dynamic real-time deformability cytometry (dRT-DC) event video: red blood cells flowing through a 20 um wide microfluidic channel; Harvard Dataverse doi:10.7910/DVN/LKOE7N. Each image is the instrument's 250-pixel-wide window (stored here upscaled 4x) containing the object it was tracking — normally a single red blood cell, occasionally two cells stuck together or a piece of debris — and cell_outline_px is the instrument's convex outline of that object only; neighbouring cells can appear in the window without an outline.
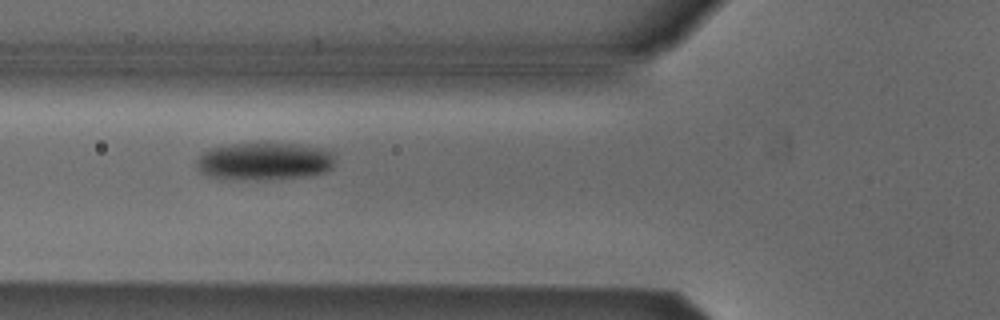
{"species": "Egyptian fruit bat (a non-hibernating species)", "species_latin": "Rousettus aegyptiacus", "temperature_condition": "cold", "stored_images_in_passage": 4, "camera_frame_rate_fps": 3000, "um_per_image_px": 0.085, "animal": {"sex": "male"}, "frame": {"image": 1, "passage_image": 2, "time_ms": 0.333, "image_size_px": [1000, 320], "cell_outline_px": [[332, 168], [324, 172], [304, 176], [236, 180], [208, 176], [200, 172], [196, 164], [196, 160], [204, 152], [212, 148], [228, 144], [300, 144], [324, 148], [332, 152]], "centroid_in_image_um": [22.44, 13.7], "position_along_channel_um": 103.4, "area_um2": 29.88}}
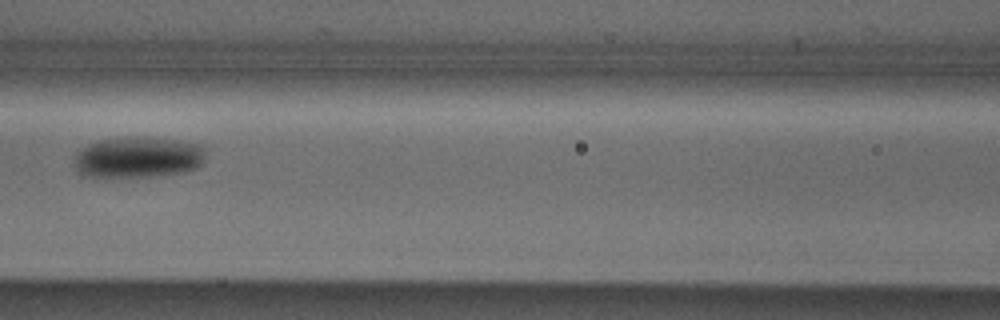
{"frame": {"image": 2, "passage_image": 3, "time_ms": 0.667, "image_size_px": [1000, 320], "cell_outline_px": [[204, 160], [196, 168], [184, 172], [152, 176], [88, 176], [80, 172], [76, 168], [76, 152], [80, 148], [88, 144], [100, 140], [116, 136], [148, 136], [180, 140], [204, 144]], "centroid_in_image_um": [11.78, 13.32], "position_along_channel_um": 154.8, "area_um2": 31.79}}
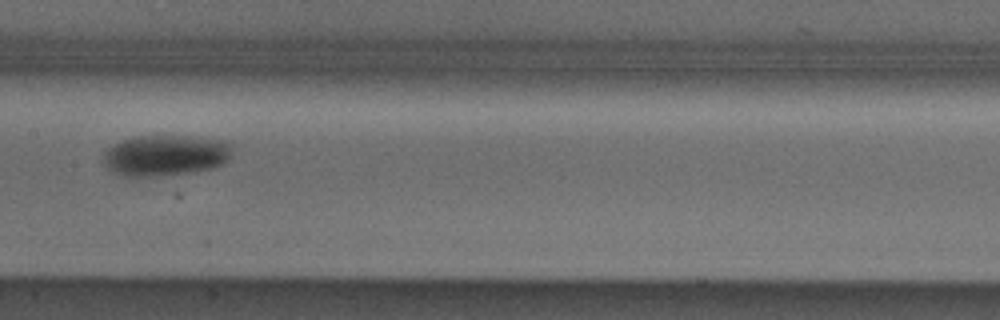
{"frame": {"image": 3, "passage_image": 4, "time_ms": 1.0, "image_size_px": [1000, 320], "cell_outline_px": [[232, 156], [228, 160], [212, 168], [188, 172], [156, 176], [128, 176], [112, 172], [104, 164], [104, 152], [112, 144], [120, 140], [136, 136], [196, 136], [228, 140], [232, 144]], "centroid_in_image_um": [14.09, 13.17], "position_along_channel_um": 193.3, "area_um2": 30.98}}